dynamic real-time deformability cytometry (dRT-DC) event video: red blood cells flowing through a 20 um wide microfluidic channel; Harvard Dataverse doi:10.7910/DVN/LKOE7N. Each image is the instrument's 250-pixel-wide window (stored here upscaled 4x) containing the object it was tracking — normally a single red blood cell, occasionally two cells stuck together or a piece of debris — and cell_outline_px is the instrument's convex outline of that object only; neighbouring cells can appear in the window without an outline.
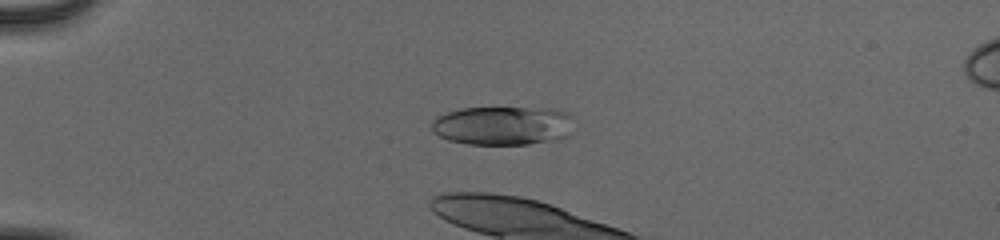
{"species": "human", "species_latin": "Homo sapiens", "temperature_condition": "cold", "stored_images_in_passage": 8, "camera_frame_rate_fps": 3000, "um_per_image_px": 0.085, "donor": {"sex": "male"}, "frame": {"image": 1, "passage_image": 5, "time_ms": 1.333, "image_size_px": [1000, 240], "cell_outline_px": [[572, 116], [568, 136], [560, 140], [528, 144], [468, 144], [448, 140], [432, 132], [432, 120], [436, 116], [460, 108], [552, 108], [568, 112]], "centroid_in_image_um": [42.74, 10.67], "position_along_channel_um": 42.3, "area_um2": 32.48}}